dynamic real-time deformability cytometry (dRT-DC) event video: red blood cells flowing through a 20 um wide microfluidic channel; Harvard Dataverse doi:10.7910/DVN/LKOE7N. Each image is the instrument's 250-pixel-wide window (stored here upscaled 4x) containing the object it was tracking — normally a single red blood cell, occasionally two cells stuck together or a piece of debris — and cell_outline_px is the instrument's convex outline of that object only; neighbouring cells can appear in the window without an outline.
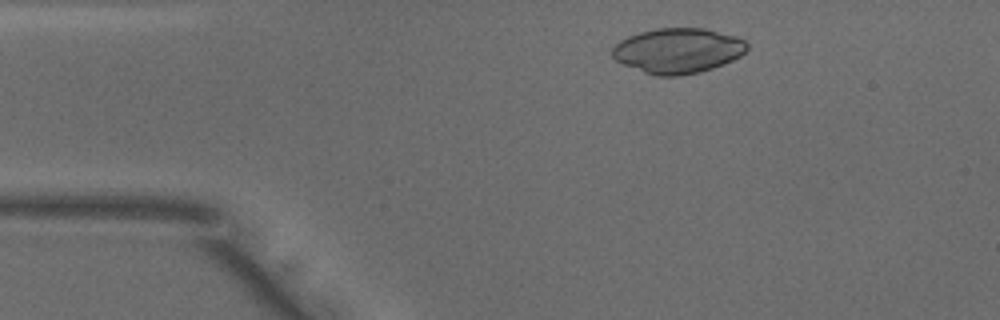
{"species": "common noctule bat (a hibernating species)", "species_latin": "Nyctalus noctula", "temperature_condition": "warm", "stored_images_in_passage": 35, "camera_frame_rate_fps": 3000, "um_per_image_px": 0.085, "animal": {"sex": "male", "body_mass_g": 18.8}, "frame": {"image": 1, "passage_image": 4, "time_ms": 1.0, "image_size_px": [1000, 320], "cell_outline_px": [[748, 48], [740, 56], [724, 64], [700, 72], [680, 76], [656, 76], [644, 72], [624, 64], [616, 60], [612, 56], [612, 48], [620, 40], [628, 36], [640, 32], [656, 28], [704, 28], [736, 36], [744, 40], [748, 44]], "centroid_in_image_um": [57.62, 4.3], "position_along_channel_um": 27.4, "area_um2": 35.43}}